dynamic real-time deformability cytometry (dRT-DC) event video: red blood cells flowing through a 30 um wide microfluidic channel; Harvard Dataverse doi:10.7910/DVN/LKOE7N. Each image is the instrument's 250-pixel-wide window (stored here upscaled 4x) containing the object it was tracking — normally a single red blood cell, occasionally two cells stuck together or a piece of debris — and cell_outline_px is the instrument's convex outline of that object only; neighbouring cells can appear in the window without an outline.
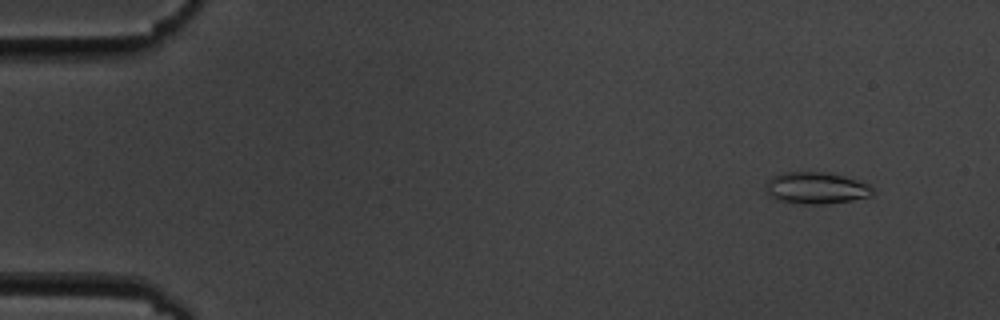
{"species": "common noctule bat (a hibernating species)", "species_latin": "Nyctalus noctula", "temperature_condition": "cold", "stored_images_in_passage": 6, "camera_frame_rate_fps": 3000, "um_per_image_px": 0.085, "animal": {"sex": "male", "body_mass_g": 19.5, "forearm_length_mm": 54.6}, "frame": {"image": 1, "passage_image": 2, "time_ms": 1.0, "image_size_px": [1000, 320], "cell_outline_px": [[876, 192], [872, 196], [852, 200], [824, 204], [804, 204], [780, 200], [772, 196], [764, 188], [764, 184], [768, 180], [784, 172], [824, 172], [844, 176], [868, 184]], "centroid_in_image_um": [69.4, 15.98], "position_along_channel_um": 15.6, "area_um2": 19.59}}
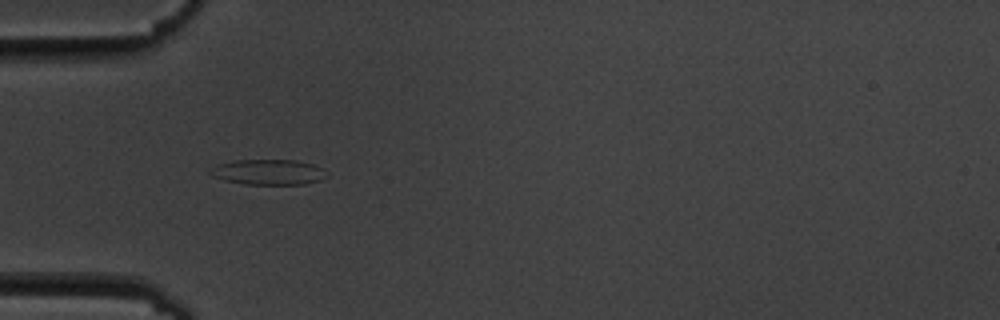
{"frame": {"image": 2, "passage_image": 5, "time_ms": 5.333, "image_size_px": [1000, 320], "cell_outline_px": [[328, 176], [320, 180], [304, 184], [244, 184], [224, 180], [212, 176], [208, 172], [216, 164], [236, 160], [296, 160], [312, 164], [324, 168]], "centroid_in_image_um": [22.82, 14.62], "position_along_channel_um": 62.2, "area_um2": 17.28}}